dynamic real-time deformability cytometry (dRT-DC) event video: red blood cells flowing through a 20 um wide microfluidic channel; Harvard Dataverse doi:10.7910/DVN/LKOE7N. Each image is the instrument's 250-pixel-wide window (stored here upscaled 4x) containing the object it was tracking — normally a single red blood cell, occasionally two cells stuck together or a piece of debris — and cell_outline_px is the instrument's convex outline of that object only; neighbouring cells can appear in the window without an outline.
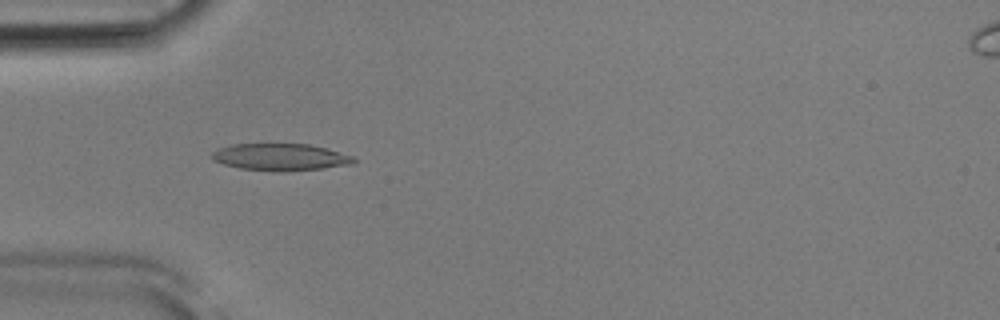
{"species": "Egyptian fruit bat (a non-hibernating species)", "species_latin": "Rousettus aegyptiacus", "temperature_condition": "room temperature", "stored_images_in_passage": 51, "camera_frame_rate_fps": 3000, "um_per_image_px": 0.085, "animal": {"sex": "male"}, "frame": {"image": 1, "passage_image": 15, "time_ms": 4.667, "image_size_px": [1000, 320], "cell_outline_px": [[356, 160], [352, 164], [324, 168], [288, 172], [280, 172], [240, 168], [224, 164], [212, 160], [212, 152], [220, 148], [232, 144], [308, 144], [356, 156]], "centroid_in_image_um": [23.86, 13.36], "position_along_channel_um": 61.1, "area_um2": 22.37}}
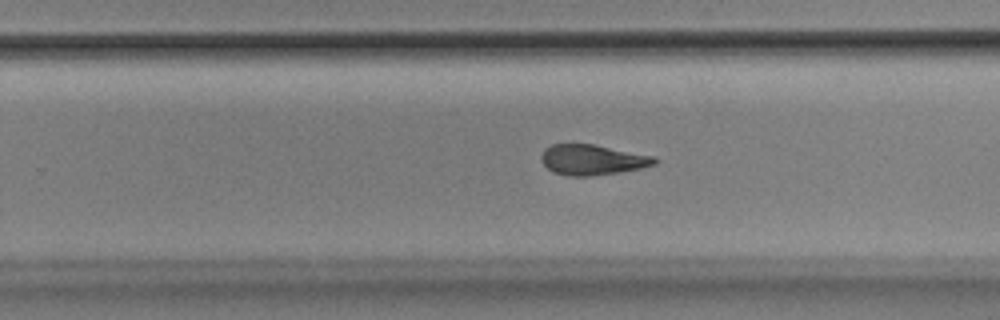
{"frame": {"image": 2, "passage_image": 32, "time_ms": 10.333, "image_size_px": [1000, 320], "cell_outline_px": [[660, 160], [656, 164], [640, 168], [620, 172], [592, 176], [568, 176], [552, 172], [540, 160], [540, 156], [544, 148], [552, 144], [592, 144], [656, 156]], "centroid_in_image_um": [50.36, 13.58], "position_along_channel_um": 279.4, "area_um2": 20.29}}
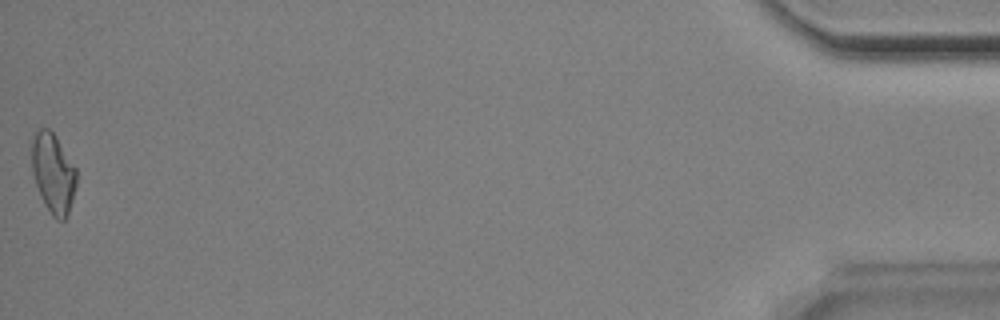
{"frame": {"image": 3, "passage_image": 51, "time_ms": 16.667, "image_size_px": [1000, 320], "cell_outline_px": [[76, 184], [72, 200], [68, 212], [64, 220], [56, 220], [52, 216], [44, 204], [36, 184], [32, 172], [32, 132], [40, 128], [48, 128], [56, 136], [76, 168]], "centroid_in_image_um": [4.5, 14.69], "position_along_channel_um": 430.7, "area_um2": 20.75}, "authors_computed_cell_mechanics": {"area_um2": 20.9236, "velocity_mm_per_s": 3.899, "shape_relaxation_time_tau1_ms": 5.7199, "shape_relaxation_time_tau2_ms": 2.8677, "deformation_change_tau1": 0.1534, "deformation_change_tau2": 0.0913}}